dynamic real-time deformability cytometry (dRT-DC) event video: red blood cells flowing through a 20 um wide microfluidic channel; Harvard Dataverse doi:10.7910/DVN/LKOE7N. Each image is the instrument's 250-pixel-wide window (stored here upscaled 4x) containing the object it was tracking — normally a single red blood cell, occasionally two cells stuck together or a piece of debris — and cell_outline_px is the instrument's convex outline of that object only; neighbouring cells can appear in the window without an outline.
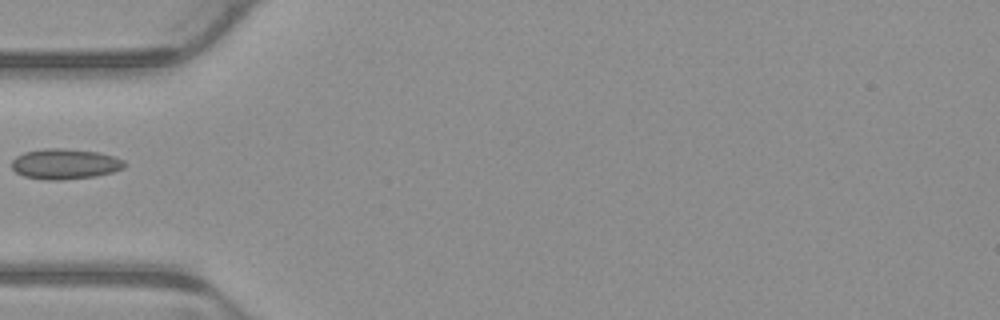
{"species": "common noctule bat (a hibernating species)", "species_latin": "Nyctalus noctula", "temperature_condition": "warm", "stored_images_in_passage": 6, "camera_frame_rate_fps": 3000, "um_per_image_px": 0.085, "animal": {"sex": "male", "body_mass_g": 23.1, "forearm_length_mm": 52.7}, "frame": {"image": 1, "passage_image": 5, "time_ms": 1.333, "image_size_px": [1000, 320], "cell_outline_px": [[128, 164], [124, 168], [112, 172], [96, 176], [64, 180], [44, 180], [24, 176], [16, 172], [12, 168], [12, 160], [16, 156], [24, 152], [44, 148], [64, 148], [96, 152], [112, 156], [124, 160]], "centroid_in_image_um": [5.52, 13.94], "position_along_channel_um": 79.5, "area_um2": 20.11}}
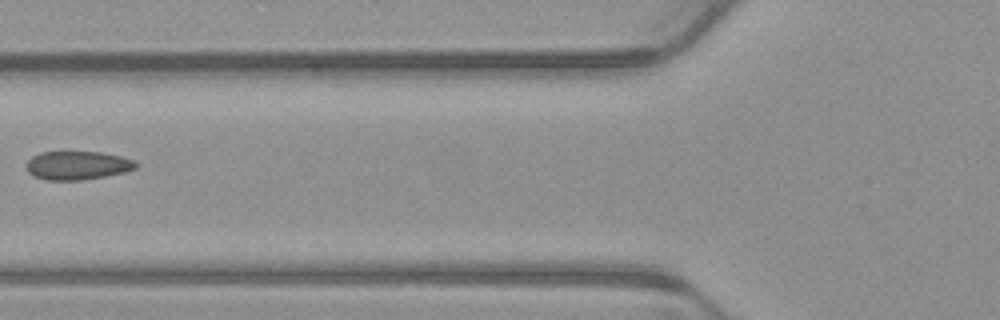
{"frame": {"image": 2, "passage_image": 6, "time_ms": 1.667, "image_size_px": [1000, 320], "cell_outline_px": [[136, 168], [124, 172], [104, 176], [80, 180], [44, 180], [32, 176], [28, 172], [28, 160], [32, 156], [40, 152], [100, 152], [120, 156], [136, 160]], "centroid_in_image_um": [6.57, 14.06], "position_along_channel_um": 119.2, "area_um2": 18.15}}